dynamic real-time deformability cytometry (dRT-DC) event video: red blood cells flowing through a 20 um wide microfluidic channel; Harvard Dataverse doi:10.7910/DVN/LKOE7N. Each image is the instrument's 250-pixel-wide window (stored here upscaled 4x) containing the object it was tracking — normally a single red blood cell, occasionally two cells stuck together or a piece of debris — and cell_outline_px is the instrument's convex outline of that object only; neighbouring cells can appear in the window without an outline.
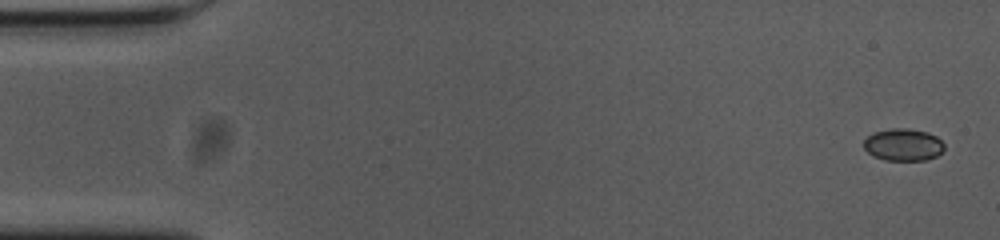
{"species": "common noctule bat (a hibernating species)", "species_latin": "Nyctalus noctula", "temperature_condition": "cold", "stored_images_in_passage": 55, "camera_frame_rate_fps": 3000, "um_per_image_px": 0.085, "animal": {"sex": "female", "body_mass_g": 23.0, "forearm_length_mm": 53.4}, "frame": {"image": 1, "passage_image": 1, "time_ms": 0.0, "image_size_px": [1000, 240], "cell_outline_px": [[944, 148], [936, 156], [924, 160], [884, 160], [872, 156], [864, 148], [864, 140], [872, 132], [892, 128], [908, 128], [928, 132], [936, 136], [944, 144]], "centroid_in_image_um": [76.75, 12.29], "position_along_channel_um": 8.2, "area_um2": 15.14}}
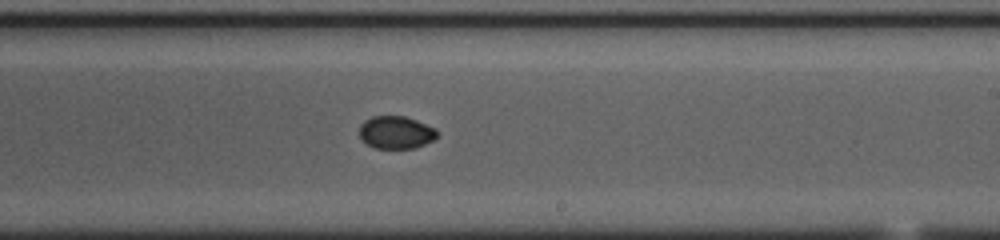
{"frame": {"image": 2, "passage_image": 32, "time_ms": 10.333, "image_size_px": [1000, 240], "cell_outline_px": [[440, 132], [432, 140], [416, 148], [376, 148], [368, 144], [360, 136], [360, 124], [364, 120], [372, 116], [404, 116], [416, 120], [436, 128]], "centroid_in_image_um": [33.68, 11.24], "position_along_channel_um": 255.3, "area_um2": 14.74}}
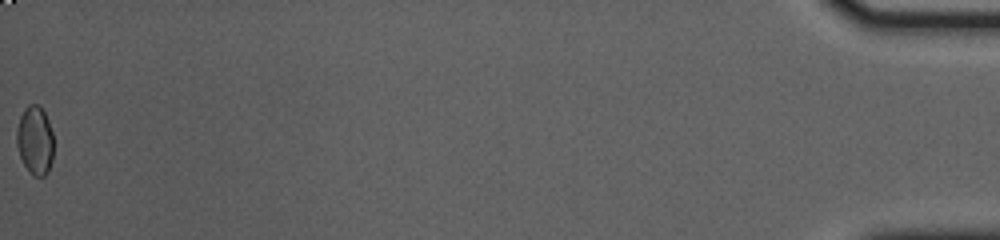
{"frame": {"image": 3, "passage_image": 55, "time_ms": 18.0, "image_size_px": [1000, 240], "cell_outline_px": [[52, 160], [48, 172], [44, 176], [36, 176], [24, 164], [20, 156], [16, 144], [16, 128], [20, 116], [24, 108], [28, 104], [40, 104], [48, 120], [52, 132]], "centroid_in_image_um": [2.96, 11.88], "position_along_channel_um": 432.2, "area_um2": 14.74}, "authors_computed_cell_mechanics": {"area_um2": 15.1436, "velocity_mm_per_s": 3.6825, "shape_relaxation_time_tau1_ms": null, "shape_relaxation_time_tau2_ms": 2.3442, "deformation_change_tau1": null, "deformation_change_tau2": 0.0277}}